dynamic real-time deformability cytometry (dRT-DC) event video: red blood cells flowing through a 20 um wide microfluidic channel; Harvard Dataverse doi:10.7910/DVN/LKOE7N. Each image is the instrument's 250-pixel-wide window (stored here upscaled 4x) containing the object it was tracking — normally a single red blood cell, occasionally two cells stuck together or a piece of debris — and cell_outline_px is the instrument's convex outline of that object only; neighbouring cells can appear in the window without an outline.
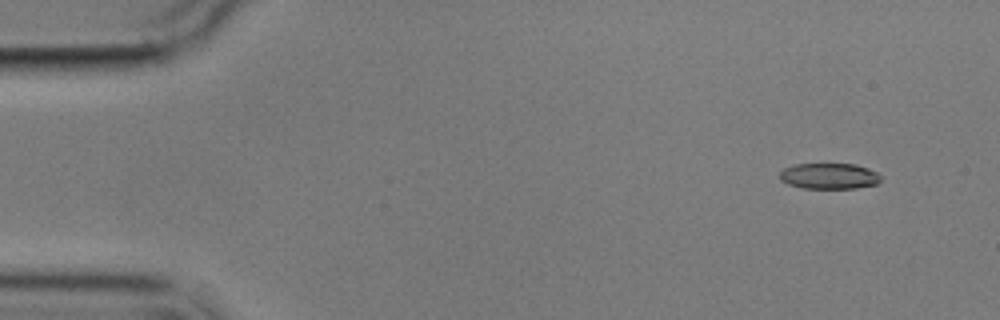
{"species": "common noctule bat (a hibernating species)", "species_latin": "Nyctalus noctula", "temperature_condition": "cold", "stored_images_in_passage": 4, "segment_of_instrument_passage": [1, 2], "camera_frame_rate_fps": 3000, "um_per_image_px": 0.085, "animal": {"sex": "male", "body_mass_g": 17.9}, "frame": {"image": 1, "passage_image": 1, "time_ms": 0.0, "image_size_px": [1000, 320], "cell_outline_px": [[880, 180], [876, 184], [856, 188], [800, 188], [788, 184], [780, 180], [780, 172], [784, 168], [796, 164], [856, 164], [868, 168], [876, 172], [880, 176]], "centroid_in_image_um": [70.46, 14.96], "position_along_channel_um": 14.5, "area_um2": 15.2}}